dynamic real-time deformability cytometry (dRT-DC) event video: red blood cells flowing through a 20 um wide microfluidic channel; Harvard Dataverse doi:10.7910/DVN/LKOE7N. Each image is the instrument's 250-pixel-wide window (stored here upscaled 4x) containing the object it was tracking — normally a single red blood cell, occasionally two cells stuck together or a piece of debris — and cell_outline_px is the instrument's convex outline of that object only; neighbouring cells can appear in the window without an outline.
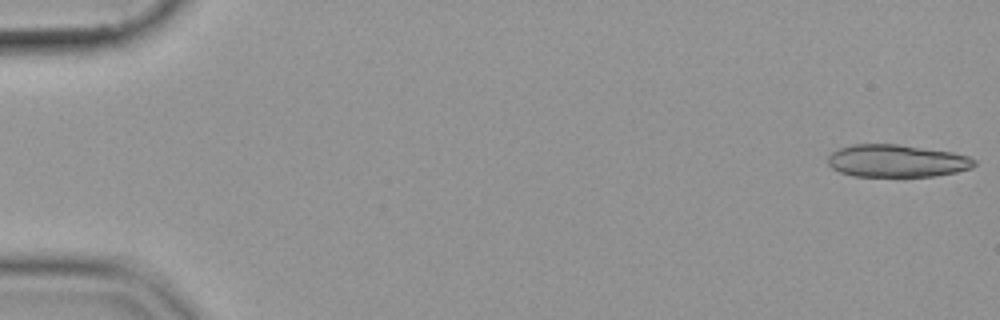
{"species": "common noctule bat (a hibernating species)", "species_latin": "Nyctalus noctula", "temperature_condition": "cold", "stored_images_in_passage": 55, "segment_of_instrument_passage": [1, 2], "camera_frame_rate_fps": 3000, "um_per_image_px": 0.085, "animal": {"sex": "female", "body_mass_g": 19.9}, "frame": {"image": 1, "passage_image": 1, "time_ms": 0.0, "image_size_px": [1000, 320], "cell_outline_px": [[976, 164], [972, 168], [956, 172], [932, 176], [852, 176], [840, 172], [832, 168], [828, 164], [828, 156], [832, 152], [840, 148], [852, 144], [896, 144], [952, 152], [968, 156], [976, 160]], "centroid_in_image_um": [76.22, 13.67], "position_along_channel_um": 8.8, "area_um2": 27.69}}